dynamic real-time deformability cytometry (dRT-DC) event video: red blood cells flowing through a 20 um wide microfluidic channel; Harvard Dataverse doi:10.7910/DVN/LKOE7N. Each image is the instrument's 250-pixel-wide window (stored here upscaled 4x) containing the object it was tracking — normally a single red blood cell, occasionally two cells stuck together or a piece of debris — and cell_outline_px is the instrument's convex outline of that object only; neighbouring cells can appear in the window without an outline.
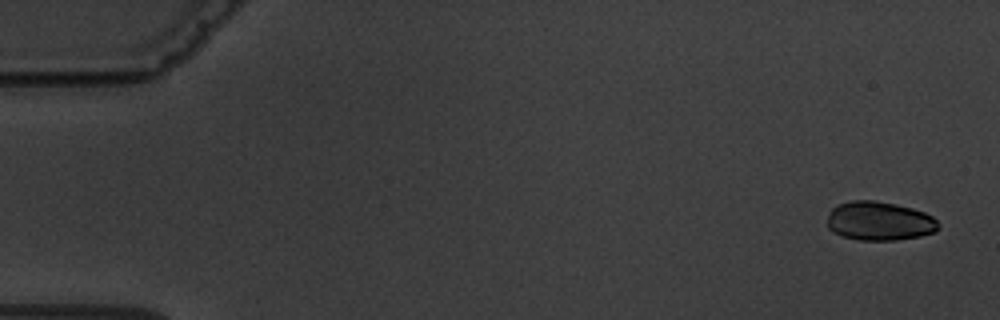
{"species": "common noctule bat (a hibernating species)", "species_latin": "Nyctalus noctula", "temperature_condition": "warm", "stored_images_in_passage": 6, "camera_frame_rate_fps": 3000, "um_per_image_px": 0.085, "animal": {"sex": "male", "body_mass_g": 19.5, "forearm_length_mm": 54.6}, "frame": {"image": 1, "passage_image": 1, "time_ms": 0.0, "image_size_px": [1000, 320], "cell_outline_px": [[940, 228], [936, 232], [920, 236], [896, 240], [860, 240], [844, 236], [828, 228], [828, 212], [836, 204], [852, 200], [876, 200], [896, 204], [912, 208], [924, 212], [932, 216], [936, 220]], "centroid_in_image_um": [74.76, 18.77], "position_along_channel_um": 10.2, "area_um2": 25.32}}
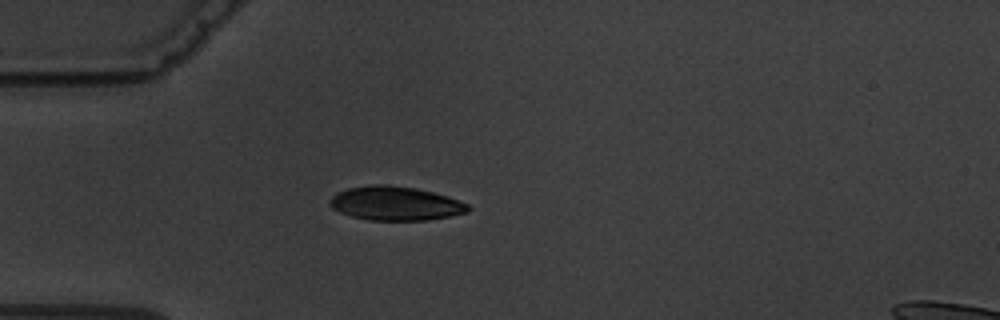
{"frame": {"image": 2, "passage_image": 5, "time_ms": 4.667, "image_size_px": [1000, 320], "cell_outline_px": [[472, 208], [468, 212], [428, 220], [368, 220], [352, 216], [340, 212], [332, 208], [328, 204], [328, 200], [336, 192], [348, 188], [372, 184], [388, 184], [416, 188], [448, 196], [468, 204]], "centroid_in_image_um": [33.59, 17.28], "position_along_channel_um": 51.4, "area_um2": 27.51}}